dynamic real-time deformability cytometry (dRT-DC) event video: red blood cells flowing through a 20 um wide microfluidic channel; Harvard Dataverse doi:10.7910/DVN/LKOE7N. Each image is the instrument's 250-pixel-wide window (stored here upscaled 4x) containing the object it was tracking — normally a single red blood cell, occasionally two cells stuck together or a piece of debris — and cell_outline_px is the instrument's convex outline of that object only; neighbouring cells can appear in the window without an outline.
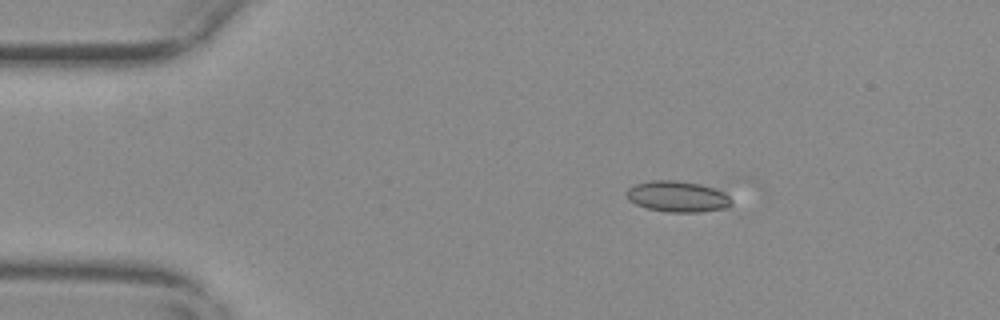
{"species": "common noctule bat (a hibernating species)", "species_latin": "Nyctalus noctula", "temperature_condition": "warm", "stored_images_in_passage": 48, "camera_frame_rate_fps": 3000, "um_per_image_px": 0.085, "animal": {"sex": "female", "body_mass_g": 29.2, "forearm_length_mm": 56.3}, "frame": {"image": 1, "passage_image": 9, "time_ms": 2.667, "image_size_px": [1000, 320], "cell_outline_px": [[732, 204], [728, 208], [700, 212], [668, 212], [648, 208], [636, 204], [628, 200], [628, 188], [636, 184], [652, 180], [672, 180], [700, 184], [724, 192], [732, 200]], "centroid_in_image_um": [57.62, 16.71], "position_along_channel_um": 27.4, "area_um2": 18.79}}
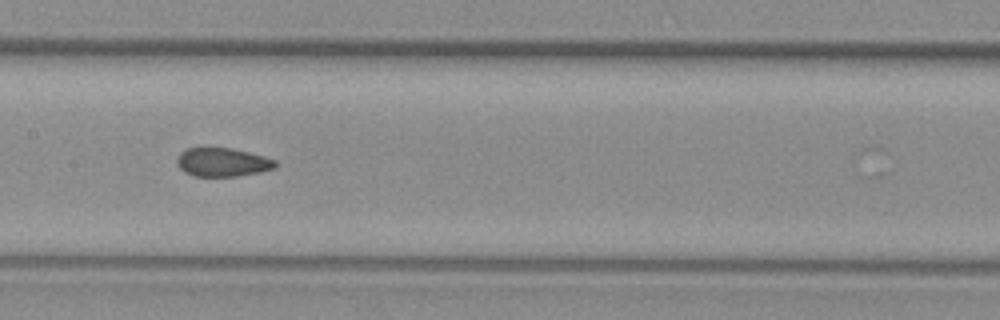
{"frame": {"image": 2, "passage_image": 27, "time_ms": 8.667, "image_size_px": [1000, 320], "cell_outline_px": [[276, 168], [260, 172], [236, 176], [192, 176], [184, 172], [176, 164], [176, 156], [180, 152], [188, 148], [232, 148], [264, 156], [276, 160]], "centroid_in_image_um": [18.89, 13.79], "position_along_channel_um": 188.5, "area_um2": 16.53}}
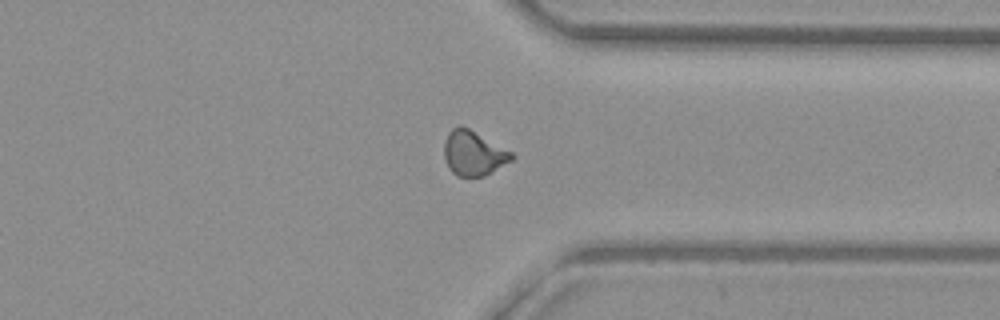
{"frame": {"image": 3, "passage_image": 42, "time_ms": 13.667, "image_size_px": [1000, 320], "cell_outline_px": [[516, 156], [512, 160], [484, 176], [456, 176], [448, 168], [444, 156], [444, 144], [448, 132], [452, 128], [460, 124], [468, 128], [512, 152]], "centroid_in_image_um": [40.23, 13.02], "position_along_channel_um": 371.2, "area_um2": 17.51}, "authors_computed_cell_mechanics": {"area_um2": 17.4267, "velocity_mm_per_s": 3.7077, "shape_relaxation_time_tau1_ms": null, "shape_relaxation_time_tau2_ms": 1.8229, "deformation_change_tau1": null, "deformation_change_tau2": 0.0626}}